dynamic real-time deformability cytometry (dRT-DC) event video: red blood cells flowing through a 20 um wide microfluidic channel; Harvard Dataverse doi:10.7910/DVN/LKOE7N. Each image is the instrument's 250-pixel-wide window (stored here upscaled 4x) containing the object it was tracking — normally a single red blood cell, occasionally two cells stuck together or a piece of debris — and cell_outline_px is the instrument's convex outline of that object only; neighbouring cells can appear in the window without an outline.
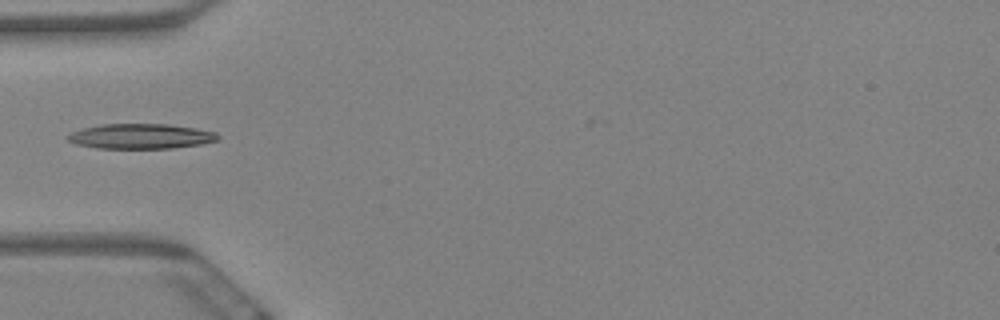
{"species": "Egyptian fruit bat (a non-hibernating species)", "species_latin": "Rousettus aegyptiacus", "temperature_condition": "warm", "stored_images_in_passage": 8, "camera_frame_rate_fps": 3000, "um_per_image_px": 0.085, "animal": {"sex": "female"}, "frame": {"image": 1, "passage_image": 2, "time_ms": 0.333, "image_size_px": [1000, 320], "cell_outline_px": [[220, 136], [216, 140], [200, 144], [172, 148], [96, 148], [76, 144], [68, 140], [68, 136], [72, 132], [84, 128], [100, 124], [168, 124], [196, 128], [216, 132]], "centroid_in_image_um": [11.98, 11.58], "position_along_channel_um": 73.0, "area_um2": 21.73}}
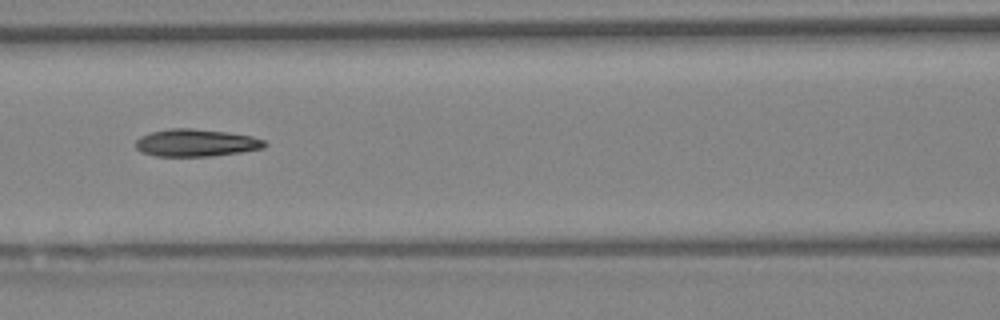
{"frame": {"image": 2, "passage_image": 4, "time_ms": 1.0, "image_size_px": [1000, 320], "cell_outline_px": [[268, 144], [264, 148], [240, 152], [212, 156], [156, 156], [140, 152], [136, 148], [136, 140], [140, 136], [152, 132], [172, 128], [192, 128], [228, 132], [252, 136], [264, 140]], "centroid_in_image_um": [16.67, 12.14], "position_along_channel_um": 149.9, "area_um2": 20.63}}
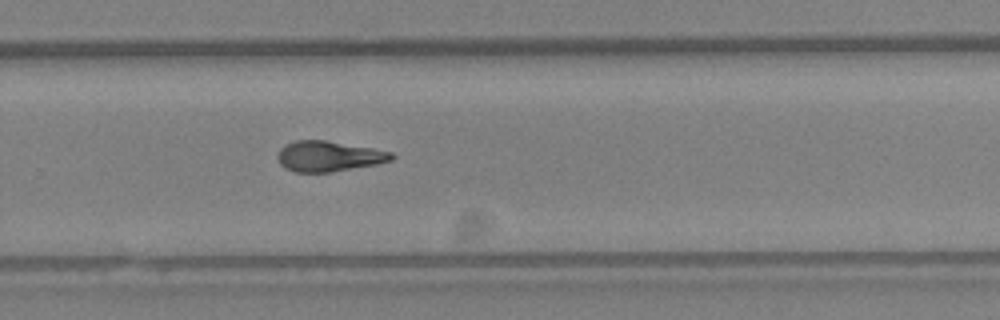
{"frame": {"image": 3, "passage_image": 8, "time_ms": 2.333, "image_size_px": [1000, 320], "cell_outline_px": [[396, 156], [392, 160], [376, 164], [332, 172], [296, 172], [284, 168], [280, 164], [276, 156], [280, 148], [284, 144], [296, 140], [324, 140], [372, 148], [392, 152]], "centroid_in_image_um": [27.91, 13.28], "position_along_channel_um": 301.9, "area_um2": 20.29}}